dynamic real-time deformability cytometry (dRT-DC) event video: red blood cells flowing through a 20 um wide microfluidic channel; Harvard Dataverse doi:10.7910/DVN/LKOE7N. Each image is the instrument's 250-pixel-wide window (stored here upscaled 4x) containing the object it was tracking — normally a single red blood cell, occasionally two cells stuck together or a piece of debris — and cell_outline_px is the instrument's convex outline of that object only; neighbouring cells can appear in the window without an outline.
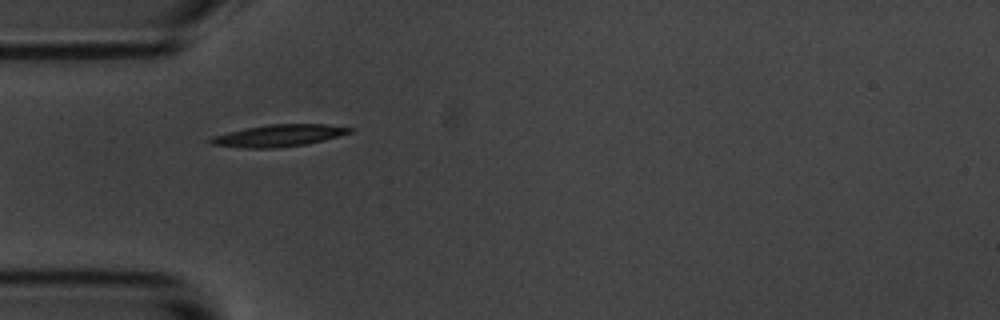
{"species": "common noctule bat (a hibernating species)", "species_latin": "Nyctalus noctula", "temperature_condition": "room temperature", "stored_images_in_passage": 5, "camera_frame_rate_fps": 3000, "um_per_image_px": 0.085, "animal": {"sex": "male", "body_mass_g": 20.1, "forearm_length_mm": 53.5}, "frame": {"image": 1, "passage_image": 5, "time_ms": 5.0, "image_size_px": [1000, 320], "cell_outline_px": [[356, 128], [352, 132], [324, 140], [308, 144], [276, 148], [244, 148], [208, 144], [208, 140], [212, 136], [228, 132], [268, 124], [324, 124]], "centroid_in_image_um": [23.7, 11.53], "position_along_channel_um": 61.3, "area_um2": 17.86}}